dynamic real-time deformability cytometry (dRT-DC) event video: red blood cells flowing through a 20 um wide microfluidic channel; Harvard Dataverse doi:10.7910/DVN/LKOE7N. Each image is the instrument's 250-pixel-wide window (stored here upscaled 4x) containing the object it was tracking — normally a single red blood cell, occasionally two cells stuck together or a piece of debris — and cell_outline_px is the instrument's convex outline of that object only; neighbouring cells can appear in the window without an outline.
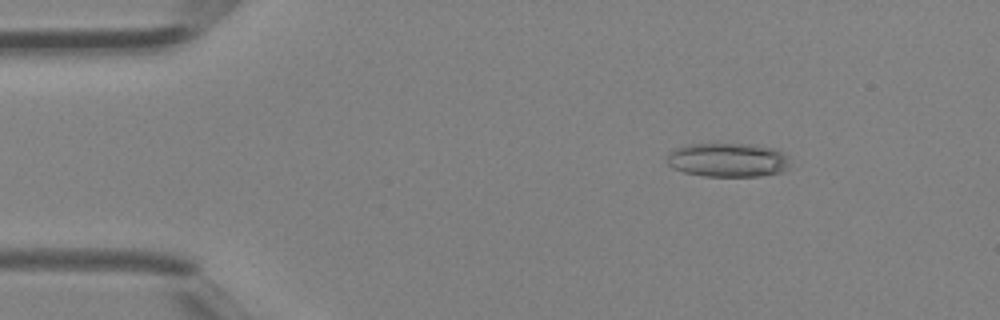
{"species": "Egyptian fruit bat (a non-hibernating species)", "species_latin": "Rousettus aegyptiacus", "temperature_condition": "room temperature", "stored_images_in_passage": 35, "camera_frame_rate_fps": 3000, "um_per_image_px": 0.085, "animal": {"sex": "female"}, "frame": {"image": 1, "passage_image": 2, "time_ms": 0.333, "image_size_px": [1000, 320], "cell_outline_px": [[792, 168], [780, 172], [760, 176], [704, 176], [684, 172], [672, 168], [668, 164], [668, 156], [676, 148], [688, 144], [752, 144], [772, 148], [784, 152], [788, 156]], "centroid_in_image_um": [61.94, 13.6], "position_along_channel_um": 23.1, "area_um2": 24.51}}
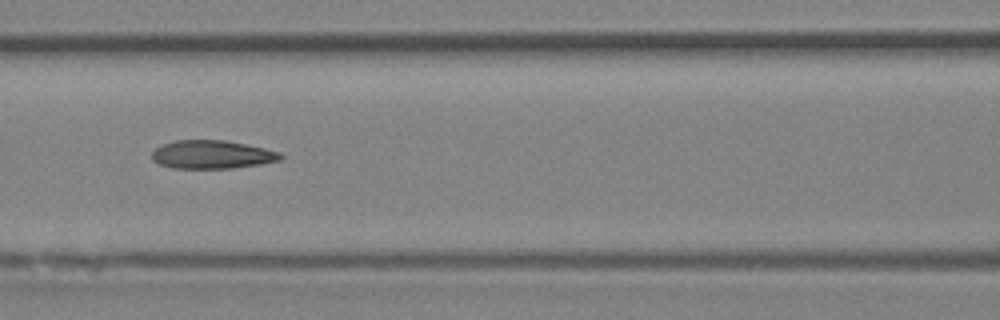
{"frame": {"image": 2, "passage_image": 14, "time_ms": 4.333, "image_size_px": [1000, 320], "cell_outline_px": [[284, 156], [280, 160], [260, 164], [232, 168], [172, 168], [160, 164], [152, 160], [152, 152], [156, 148], [164, 144], [176, 140], [224, 140], [264, 148], [280, 152]], "centroid_in_image_um": [18.02, 13.14], "position_along_channel_um": 148.6, "area_um2": 21.1}}
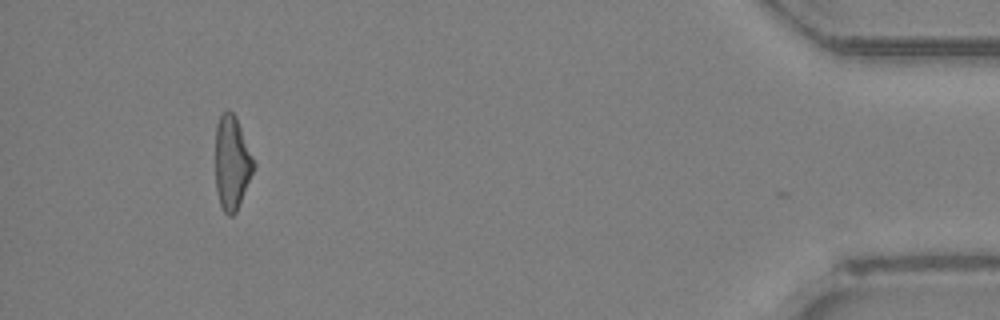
{"frame": {"image": 3, "passage_image": 34, "time_ms": 11.0, "image_size_px": [1000, 320], "cell_outline_px": [[256, 164], [236, 212], [232, 216], [228, 216], [224, 212], [220, 204], [216, 188], [216, 124], [220, 116], [228, 108], [236, 116]], "centroid_in_image_um": [19.71, 13.82], "position_along_channel_um": 415.5, "area_um2": 20.81}}